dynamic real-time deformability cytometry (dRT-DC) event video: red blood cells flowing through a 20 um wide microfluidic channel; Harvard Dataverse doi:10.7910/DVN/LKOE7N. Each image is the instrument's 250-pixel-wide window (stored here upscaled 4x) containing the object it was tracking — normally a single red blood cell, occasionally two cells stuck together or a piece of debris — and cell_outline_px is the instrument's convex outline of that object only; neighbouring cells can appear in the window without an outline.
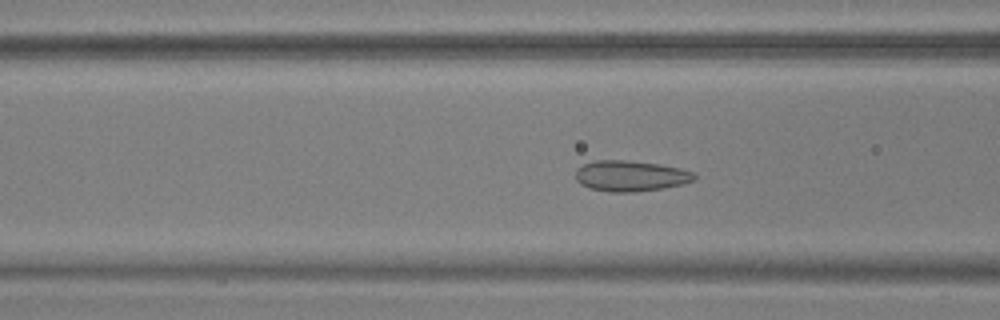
{"species": "common noctule bat (a hibernating species)", "species_latin": "Nyctalus noctula", "temperature_condition": "warm", "stored_images_in_passage": 42, "camera_frame_rate_fps": 3000, "um_per_image_px": 0.085, "animal": {"sex": "male", "body_mass_g": 17.9, "forearm_length_mm": 54.2}, "frame": {"image": 1, "passage_image": 9, "time_ms": 2.667, "image_size_px": [1000, 320], "cell_outline_px": [[696, 180], [684, 184], [664, 188], [636, 192], [608, 192], [588, 188], [580, 184], [576, 180], [576, 168], [584, 164], [596, 160], [624, 160], [660, 164], [680, 168], [696, 172]], "centroid_in_image_um": [53.62, 14.96], "position_along_channel_um": 113.0, "area_um2": 21.62}}
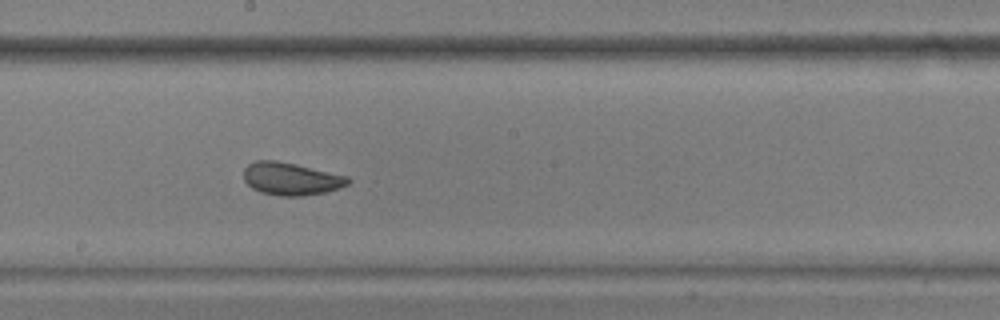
{"frame": {"image": 2, "passage_image": 18, "time_ms": 5.667, "image_size_px": [1000, 320], "cell_outline_px": [[352, 180], [348, 184], [340, 188], [324, 192], [300, 196], [280, 196], [260, 192], [252, 188], [244, 180], [244, 168], [248, 164], [256, 160], [276, 160], [296, 164], [348, 176]], "centroid_in_image_um": [24.73, 15.19], "position_along_channel_um": 223.5, "area_um2": 19.88}}
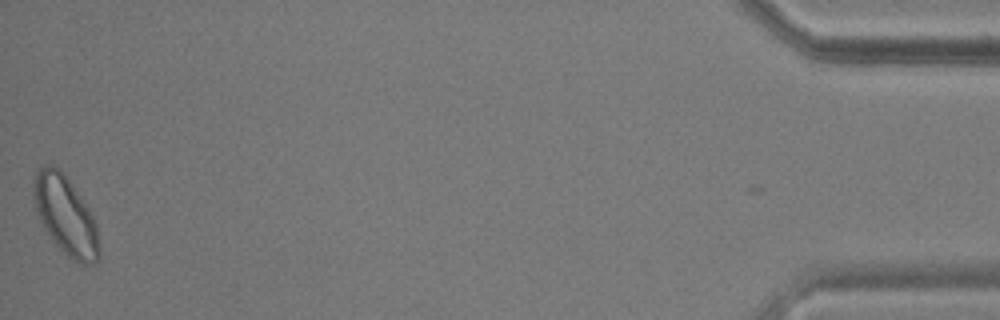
{"frame": {"image": 3, "passage_image": 42, "time_ms": 13.667, "image_size_px": [1000, 320], "cell_outline_px": [[100, 256], [96, 264], [80, 264], [68, 256], [56, 244], [40, 220], [32, 200], [32, 188], [36, 172], [44, 164], [52, 164], [64, 172], [88, 208], [96, 224], [100, 248]], "centroid_in_image_um": [5.57, 18.29], "position_along_channel_um": 429.6, "area_um2": 30.0}, "authors_computed_cell_mechanics": {"area_um2": 21.4438, "velocity_mm_per_s": 3.6841, "shape_relaxation_time_tau1_ms": 6.6584, "shape_relaxation_time_tau2_ms": 0.7439, "deformation_change_tau1": 0.0908, "deformation_change_tau2": 0.0677}}